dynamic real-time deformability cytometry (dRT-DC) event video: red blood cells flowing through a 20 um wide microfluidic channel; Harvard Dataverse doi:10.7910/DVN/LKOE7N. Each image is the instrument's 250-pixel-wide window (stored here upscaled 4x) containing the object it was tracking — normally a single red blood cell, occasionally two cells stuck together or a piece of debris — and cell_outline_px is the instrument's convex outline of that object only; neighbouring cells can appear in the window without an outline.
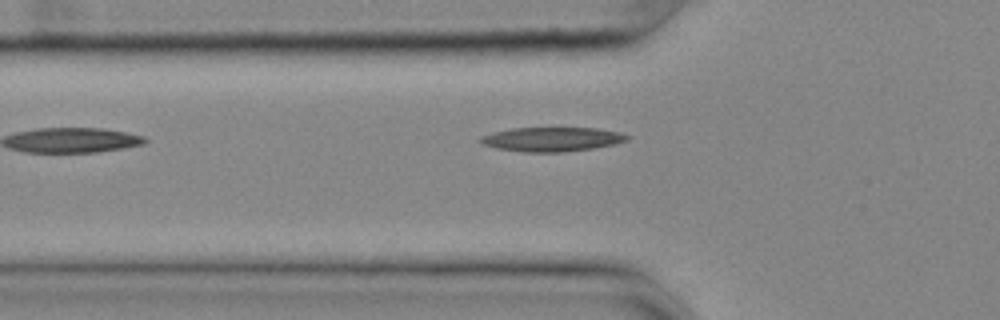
{"species": "common noctule bat (a hibernating species)", "species_latin": "Nyctalus noctula", "temperature_condition": "cold", "stored_images_in_passage": 23, "camera_frame_rate_fps": 3000, "um_per_image_px": 0.085, "animal": {"sex": "female", "body_mass_g": 25.1}, "frame": {"image": 1, "passage_image": 2, "time_ms": 0.333, "image_size_px": [1000, 320], "cell_outline_px": [[632, 136], [628, 140], [616, 144], [596, 148], [564, 152], [524, 152], [496, 148], [480, 144], [476, 140], [480, 136], [492, 132], [512, 128], [596, 128], [620, 132]], "centroid_in_image_um": [46.9, 11.84], "position_along_channel_um": 78.9, "area_um2": 21.1}}
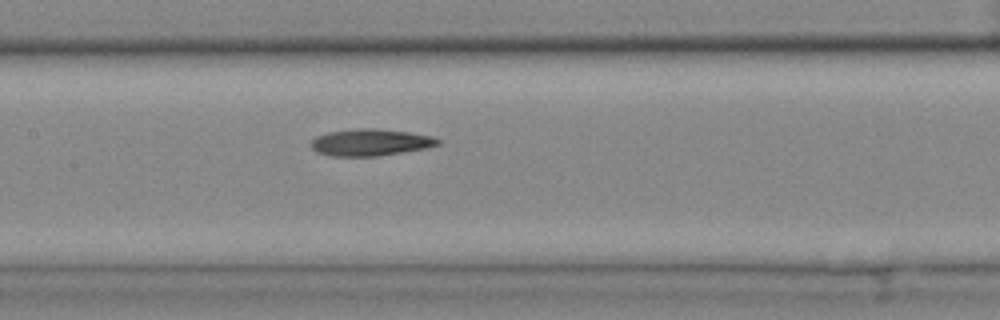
{"frame": {"image": 2, "passage_image": 10, "time_ms": 3.0, "image_size_px": [1000, 320], "cell_outline_px": [[440, 144], [428, 148], [376, 156], [332, 156], [316, 152], [312, 148], [312, 140], [316, 136], [328, 132], [356, 128], [376, 128], [408, 132], [432, 136], [440, 140]], "centroid_in_image_um": [31.49, 12.1], "position_along_channel_um": 175.9, "area_um2": 19.83}}
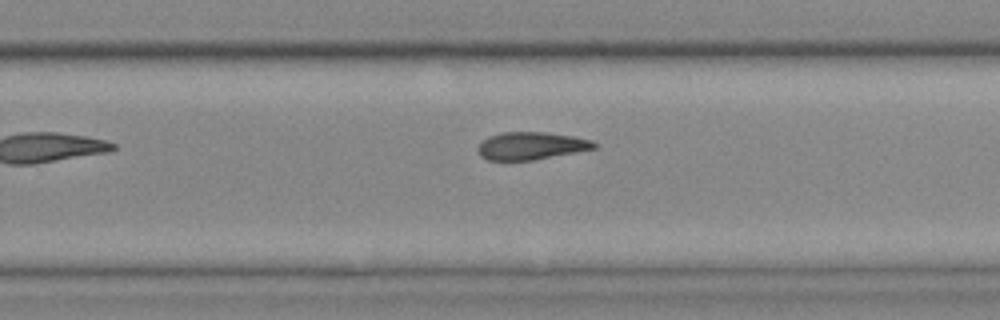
{"frame": {"image": 3, "passage_image": 19, "time_ms": 6.0, "image_size_px": [1000, 320], "cell_outline_px": [[600, 144], [596, 148], [576, 152], [532, 160], [488, 160], [480, 156], [476, 148], [488, 136], [504, 132], [544, 132], [572, 136], [592, 140]], "centroid_in_image_um": [45.15, 12.39], "position_along_channel_um": 284.6, "area_um2": 18.67}}